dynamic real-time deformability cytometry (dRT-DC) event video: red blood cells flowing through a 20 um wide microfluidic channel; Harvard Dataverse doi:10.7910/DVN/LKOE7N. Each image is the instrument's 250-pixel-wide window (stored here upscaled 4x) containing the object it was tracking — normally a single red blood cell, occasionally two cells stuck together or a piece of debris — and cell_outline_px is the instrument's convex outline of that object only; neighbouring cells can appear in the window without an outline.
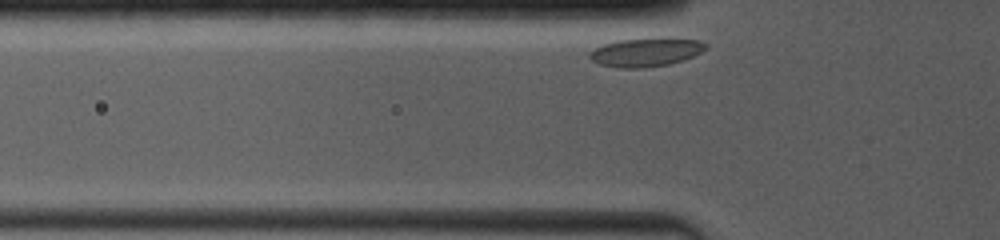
{"species": "common noctule bat (a hibernating species)", "species_latin": "Nyctalus noctula", "temperature_condition": "room temperature", "stored_images_in_passage": 32, "camera_frame_rate_fps": 4000, "um_per_image_px": 0.085, "animal": {"sex": "female", "body_mass_g": 19.0, "forearm_length_mm": 53.3}, "frame": {"image": 1, "passage_image": 3, "time_ms": 0.25, "image_size_px": [1000, 240], "cell_outline_px": [[708, 48], [692, 56], [668, 64], [644, 68], [616, 68], [600, 64], [592, 60], [588, 56], [588, 52], [604, 44], [620, 40], [652, 36], [664, 36], [696, 40], [708, 44]], "centroid_in_image_um": [54.9, 4.4], "position_along_channel_um": 70.9, "area_um2": 19.77}}
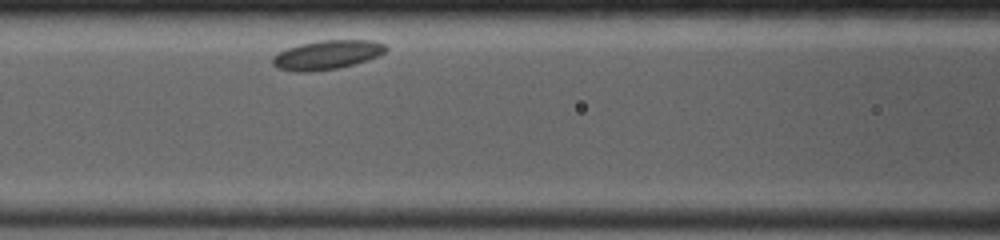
{"frame": {"image": 2, "passage_image": 19, "time_ms": 2.25, "image_size_px": [1000, 240], "cell_outline_px": [[388, 48], [384, 52], [368, 60], [336, 68], [312, 72], [292, 72], [276, 68], [272, 64], [272, 56], [288, 48], [300, 44], [320, 40], [372, 40], [384, 44]], "centroid_in_image_um": [27.75, 4.67], "position_along_channel_um": 138.9, "area_um2": 19.19}}
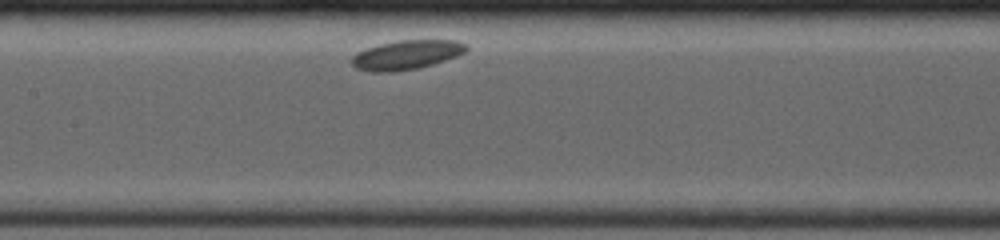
{"frame": {"image": 3, "passage_image": 27, "time_ms": 3.25, "image_size_px": [1000, 240], "cell_outline_px": [[468, 48], [464, 52], [456, 56], [420, 68], [392, 72], [368, 72], [356, 68], [352, 64], [352, 56], [356, 52], [364, 48], [396, 40], [456, 40], [468, 44]], "centroid_in_image_um": [34.52, 4.66], "position_along_channel_um": 172.9, "area_um2": 19.71}}